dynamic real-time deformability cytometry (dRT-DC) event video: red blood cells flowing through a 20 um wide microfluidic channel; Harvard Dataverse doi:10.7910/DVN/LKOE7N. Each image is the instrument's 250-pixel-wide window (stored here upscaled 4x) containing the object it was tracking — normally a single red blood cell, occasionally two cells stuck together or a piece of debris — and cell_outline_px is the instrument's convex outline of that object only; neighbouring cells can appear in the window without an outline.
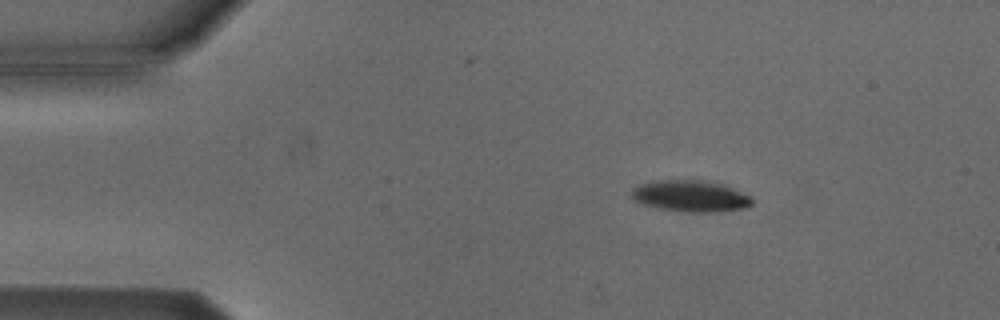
{"species": "Egyptian fruit bat (a non-hibernating species)", "species_latin": "Rousettus aegyptiacus", "temperature_condition": "cold", "stored_images_in_passage": 46, "camera_frame_rate_fps": 3000, "um_per_image_px": 0.085, "animal": {"sex": "male"}, "frame": {"image": 1, "passage_image": 1, "time_ms": 0.0, "image_size_px": [1000, 320], "cell_outline_px": [[752, 204], [744, 208], [716, 212], [688, 212], [660, 208], [644, 204], [636, 200], [632, 196], [632, 188], [640, 184], [652, 180], [716, 180], [752, 196]], "centroid_in_image_um": [58.75, 16.64], "position_along_channel_um": 26.2, "area_um2": 22.31}}
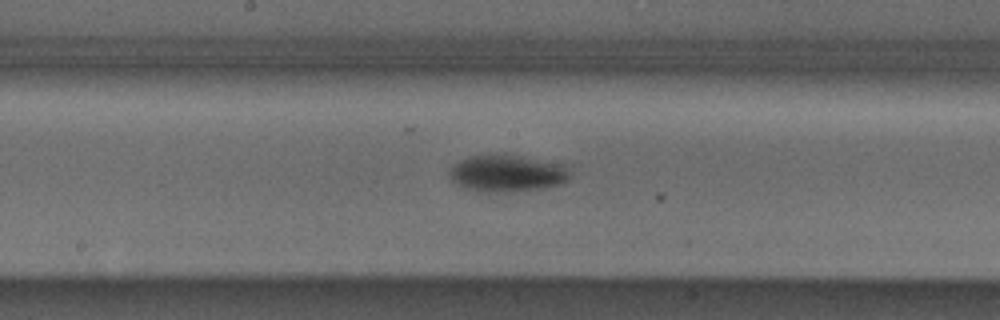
{"frame": {"image": 2, "passage_image": 20, "time_ms": 6.333, "image_size_px": [1000, 320], "cell_outline_px": [[568, 180], [560, 184], [540, 188], [496, 192], [484, 192], [464, 188], [456, 184], [452, 180], [448, 172], [448, 168], [460, 160], [472, 156], [488, 152], [504, 152], [564, 164], [568, 168]], "centroid_in_image_um": [43.05, 14.68], "position_along_channel_um": 205.2, "area_um2": 26.41}}
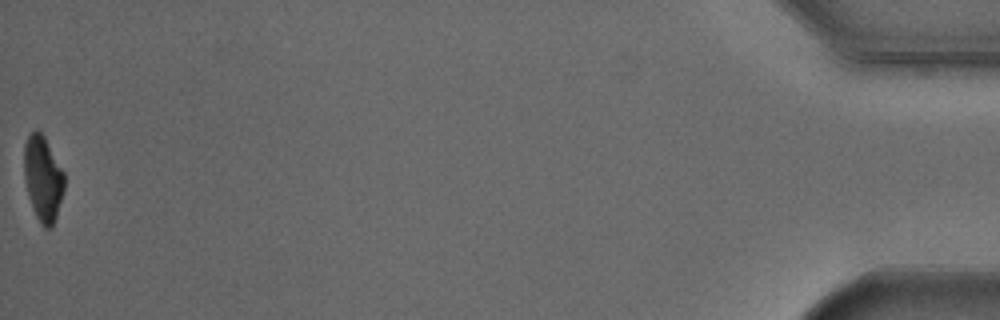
{"frame": {"image": 3, "passage_image": 46, "time_ms": 15.0, "image_size_px": [1000, 320], "cell_outline_px": [[64, 192], [52, 228], [44, 228], [40, 224], [32, 208], [28, 196], [24, 180], [24, 144], [28, 136], [36, 128], [44, 136], [64, 172]], "centroid_in_image_um": [3.64, 15.19], "position_along_channel_um": 431.6, "area_um2": 20.11}, "authors_computed_cell_mechanics": {"area_um2": 24.1893, "velocity_mm_per_s": 3.8262, "shape_relaxation_time_tau1_ms": 2.292, "shape_relaxation_time_tau2_ms": null, "deformation_change_tau1": 0.1014, "deformation_change_tau2": null}}